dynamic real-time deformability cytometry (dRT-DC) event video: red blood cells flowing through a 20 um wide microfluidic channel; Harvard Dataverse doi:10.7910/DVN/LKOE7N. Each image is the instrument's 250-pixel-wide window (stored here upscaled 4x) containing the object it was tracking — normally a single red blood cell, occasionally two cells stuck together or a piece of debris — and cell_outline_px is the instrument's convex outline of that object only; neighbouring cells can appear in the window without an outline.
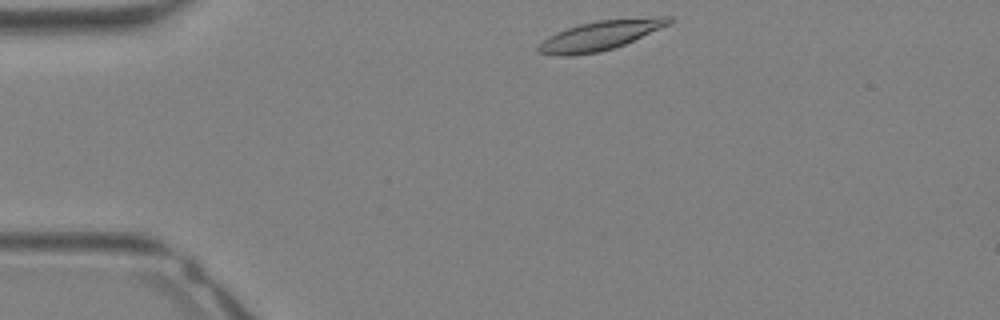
{"species": "Egyptian fruit bat (a non-hibernating species)", "species_latin": "Rousettus aegyptiacus", "temperature_condition": "warm", "stored_images_in_passage": 28, "camera_frame_rate_fps": 3000, "um_per_image_px": 0.085, "animal": {"sex": "female"}, "frame": {"image": 1, "passage_image": 1, "time_ms": 0.0, "image_size_px": [1000, 320], "cell_outline_px": [[672, 24], [624, 44], [600, 52], [572, 56], [556, 56], [536, 52], [536, 48], [548, 36], [556, 32], [580, 24], [600, 20], [660, 16], [672, 16]], "centroid_in_image_um": [51.03, 3.02], "position_along_channel_um": 34.0, "area_um2": 22.48}}
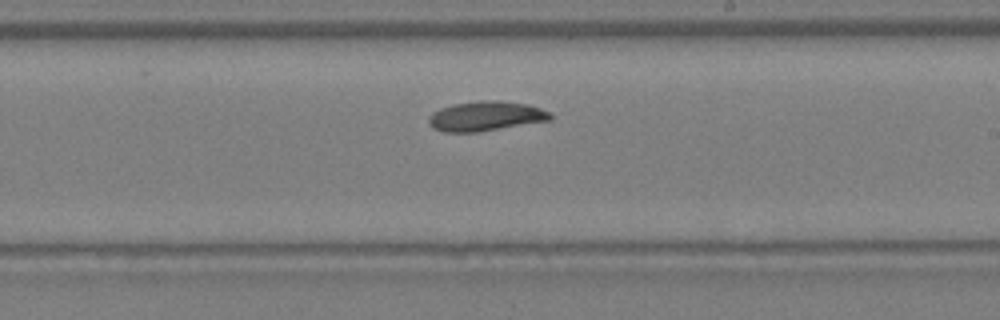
{"frame": {"image": 2, "passage_image": 14, "time_ms": 4.333, "image_size_px": [1000, 320], "cell_outline_px": [[552, 120], [480, 132], [440, 132], [432, 128], [428, 124], [428, 116], [432, 112], [440, 108], [452, 104], [480, 100], [496, 100], [528, 104], [540, 108], [548, 112], [552, 116]], "centroid_in_image_um": [41.24, 9.88], "position_along_channel_um": 247.8, "area_um2": 21.39}}
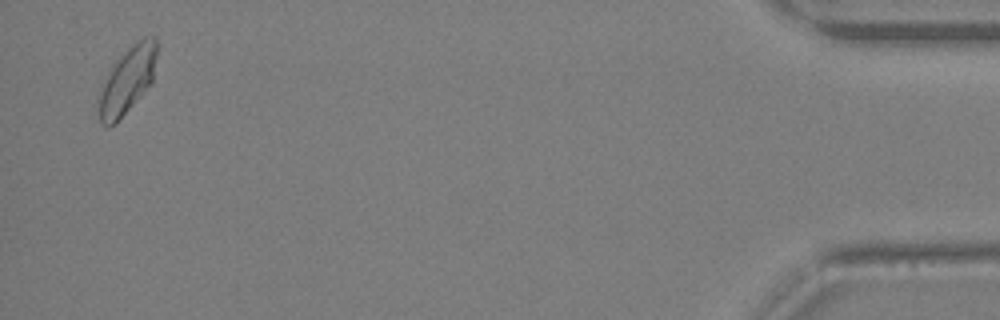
{"frame": {"image": 3, "passage_image": 27, "time_ms": 8.667, "image_size_px": [1000, 320], "cell_outline_px": [[156, 56], [152, 80], [116, 124], [108, 128], [100, 120], [100, 96], [104, 80], [112, 64], [132, 44], [144, 36], [156, 36]], "centroid_in_image_um": [10.83, 6.78], "position_along_channel_um": 424.4, "area_um2": 21.85}}